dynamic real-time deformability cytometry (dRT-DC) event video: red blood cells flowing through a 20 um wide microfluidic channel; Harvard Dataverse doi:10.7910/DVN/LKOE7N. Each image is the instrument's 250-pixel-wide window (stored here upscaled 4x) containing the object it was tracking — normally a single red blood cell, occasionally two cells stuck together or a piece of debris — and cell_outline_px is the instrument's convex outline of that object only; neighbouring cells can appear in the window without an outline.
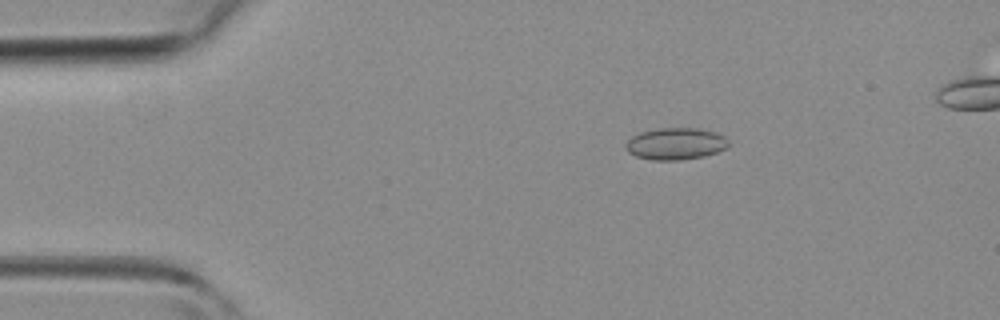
{"species": "common noctule bat (a hibernating species)", "species_latin": "Nyctalus noctula", "temperature_condition": "room temperature", "stored_images_in_passage": 44, "camera_frame_rate_fps": 3000, "um_per_image_px": 0.085, "animal": {"sex": "female", "body_mass_g": 19.3, "forearm_length_mm": 54.1}, "frame": {"image": 1, "passage_image": 8, "time_ms": 2.333, "image_size_px": [1000, 320], "cell_outline_px": [[728, 148], [704, 156], [680, 160], [652, 160], [636, 156], [628, 152], [624, 148], [624, 144], [632, 136], [640, 132], [660, 128], [700, 128], [716, 132], [724, 136], [728, 140]], "centroid_in_image_um": [57.42, 12.21], "position_along_channel_um": 27.6, "area_um2": 19.25}}
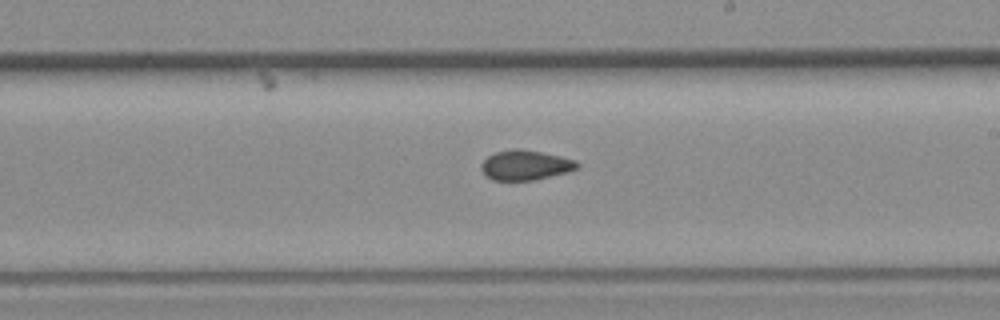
{"frame": {"image": 2, "passage_image": 26, "time_ms": 8.333, "image_size_px": [1000, 320], "cell_outline_px": [[580, 168], [568, 172], [536, 180], [492, 180], [484, 176], [480, 168], [480, 164], [488, 156], [496, 152], [516, 148], [540, 152], [560, 156], [576, 160], [580, 164]], "centroid_in_image_um": [44.66, 14.05], "position_along_channel_um": 244.3, "area_um2": 16.88}}
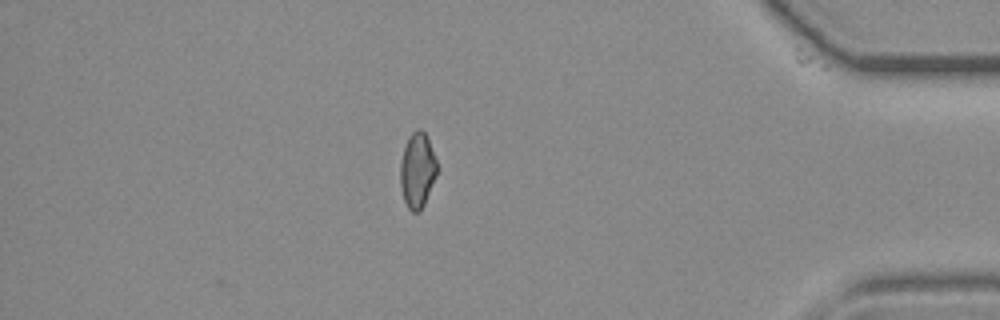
{"frame": {"image": 3, "passage_image": 39, "time_ms": 12.667, "image_size_px": [1000, 320], "cell_outline_px": [[440, 168], [424, 204], [420, 212], [412, 212], [408, 208], [404, 200], [400, 184], [400, 164], [404, 148], [408, 136], [416, 128], [420, 128], [428, 136]], "centroid_in_image_um": [35.51, 14.44], "position_along_channel_um": 399.7, "area_um2": 16.53}}